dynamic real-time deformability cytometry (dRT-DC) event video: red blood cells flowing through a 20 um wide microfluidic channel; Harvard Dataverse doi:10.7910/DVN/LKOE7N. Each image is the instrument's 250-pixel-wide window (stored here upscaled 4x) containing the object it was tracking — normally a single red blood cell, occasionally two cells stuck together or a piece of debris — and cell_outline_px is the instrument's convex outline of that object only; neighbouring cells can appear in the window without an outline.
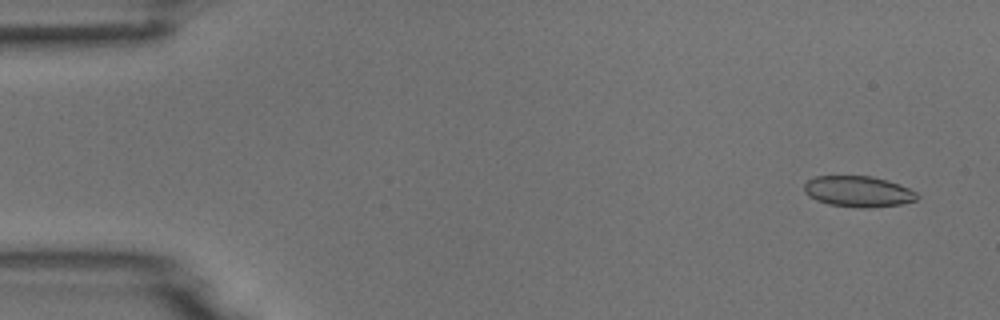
{"species": "common noctule bat (a hibernating species)", "species_latin": "Nyctalus noctula", "temperature_condition": "room temperature", "stored_images_in_passage": 9, "camera_frame_rate_fps": 3000, "um_per_image_px": 0.085, "animal": {"sex": "male", "body_mass_g": 18.8}, "frame": {"image": 1, "passage_image": 1, "time_ms": 0.0, "image_size_px": [1000, 320], "cell_outline_px": [[920, 196], [916, 200], [900, 204], [868, 208], [860, 208], [828, 204], [816, 200], [808, 196], [804, 192], [804, 184], [808, 180], [816, 176], [872, 176], [888, 180], [900, 184], [916, 192]], "centroid_in_image_um": [72.95, 16.27], "position_along_channel_um": 12.1, "area_um2": 20.46}}
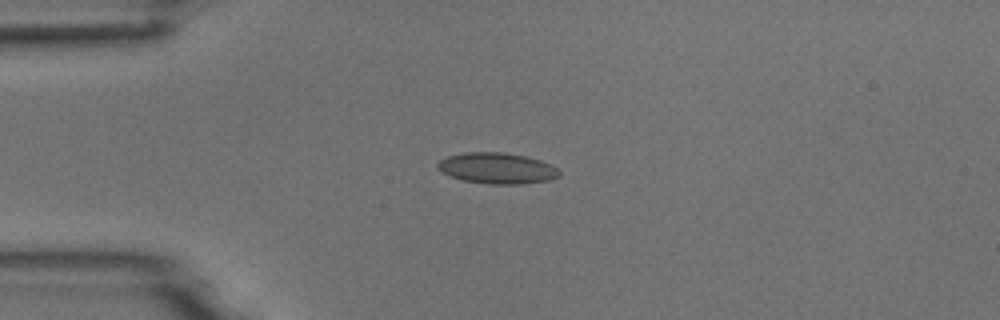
{"frame": {"image": 2, "passage_image": 4, "time_ms": 3.333, "image_size_px": [1000, 320], "cell_outline_px": [[560, 176], [548, 180], [524, 184], [488, 184], [464, 180], [452, 176], [444, 172], [436, 164], [440, 160], [448, 156], [464, 152], [504, 152], [524, 156], [540, 160], [552, 164], [560, 172]], "centroid_in_image_um": [42.29, 14.29], "position_along_channel_um": 42.7, "area_um2": 21.79}}